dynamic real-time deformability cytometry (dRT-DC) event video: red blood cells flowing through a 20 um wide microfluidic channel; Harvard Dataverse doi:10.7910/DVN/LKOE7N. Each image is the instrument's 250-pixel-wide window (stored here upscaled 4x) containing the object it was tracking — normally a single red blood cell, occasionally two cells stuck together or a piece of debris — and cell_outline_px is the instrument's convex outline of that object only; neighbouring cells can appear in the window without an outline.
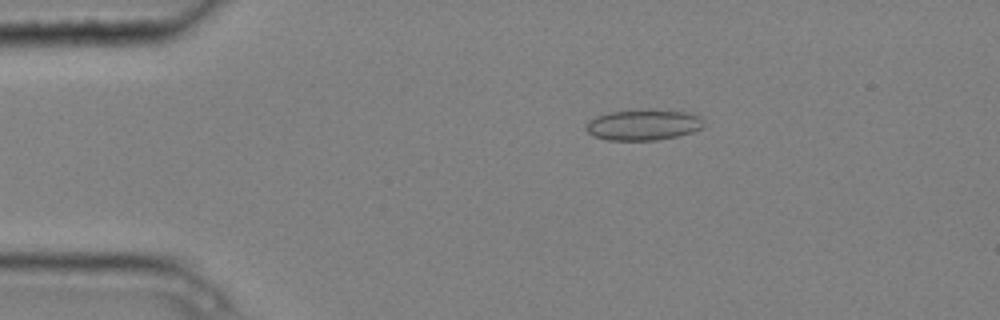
{"species": "common noctule bat (a hibernating species)", "species_latin": "Nyctalus noctula", "temperature_condition": "cold", "stored_images_in_passage": 3, "camera_frame_rate_fps": 3000, "um_per_image_px": 0.085, "animal": {"sex": "male", "body_mass_g": 20.4}, "frame": {"image": 1, "passage_image": 1, "time_ms": 0.0, "image_size_px": [1000, 320], "cell_outline_px": [[704, 124], [700, 128], [692, 132], [676, 136], [656, 140], [608, 140], [592, 136], [584, 128], [588, 120], [596, 116], [608, 112], [652, 108], [684, 112], [700, 116], [704, 120]], "centroid_in_image_um": [54.65, 10.59], "position_along_channel_um": 30.4, "area_um2": 21.44}}